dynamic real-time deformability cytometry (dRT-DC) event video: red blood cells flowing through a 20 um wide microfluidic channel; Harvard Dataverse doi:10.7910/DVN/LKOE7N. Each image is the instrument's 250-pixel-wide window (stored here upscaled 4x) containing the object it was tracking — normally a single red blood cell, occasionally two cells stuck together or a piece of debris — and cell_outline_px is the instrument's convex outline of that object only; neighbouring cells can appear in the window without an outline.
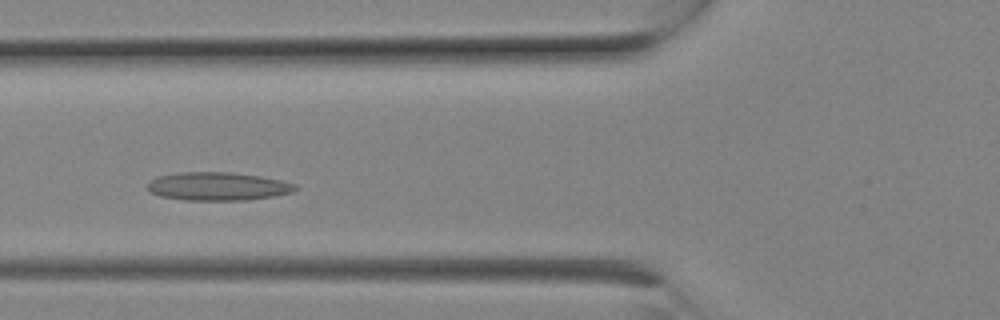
{"species": "Egyptian fruit bat (a non-hibernating species)", "species_latin": "Rousettus aegyptiacus", "temperature_condition": "room temperature", "stored_images_in_passage": 7, "camera_frame_rate_fps": 3000, "um_per_image_px": 0.085, "animal": {"sex": "female"}, "frame": {"image": 1, "passage_image": 6, "time_ms": 1.667, "image_size_px": [1000, 320], "cell_outline_px": [[296, 188], [292, 192], [272, 196], [248, 200], [184, 200], [160, 196], [148, 192], [148, 180], [156, 176], [180, 172], [232, 172], [260, 176], [280, 180], [296, 184]], "centroid_in_image_um": [18.45, 15.83], "position_along_channel_um": 107.3, "area_um2": 24.45}}
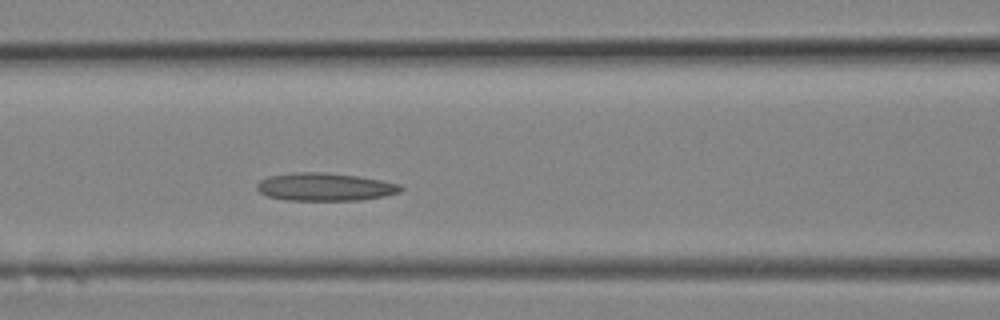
{"frame": {"image": 2, "passage_image": 7, "time_ms": 2.0, "image_size_px": [1000, 320], "cell_outline_px": [[404, 188], [400, 192], [384, 196], [360, 200], [284, 200], [268, 196], [260, 192], [256, 188], [256, 184], [260, 180], [268, 176], [292, 172], [324, 172], [356, 176], [380, 180], [400, 184]], "centroid_in_image_um": [27.59, 15.88], "position_along_channel_um": 139.0, "area_um2": 23.41}}